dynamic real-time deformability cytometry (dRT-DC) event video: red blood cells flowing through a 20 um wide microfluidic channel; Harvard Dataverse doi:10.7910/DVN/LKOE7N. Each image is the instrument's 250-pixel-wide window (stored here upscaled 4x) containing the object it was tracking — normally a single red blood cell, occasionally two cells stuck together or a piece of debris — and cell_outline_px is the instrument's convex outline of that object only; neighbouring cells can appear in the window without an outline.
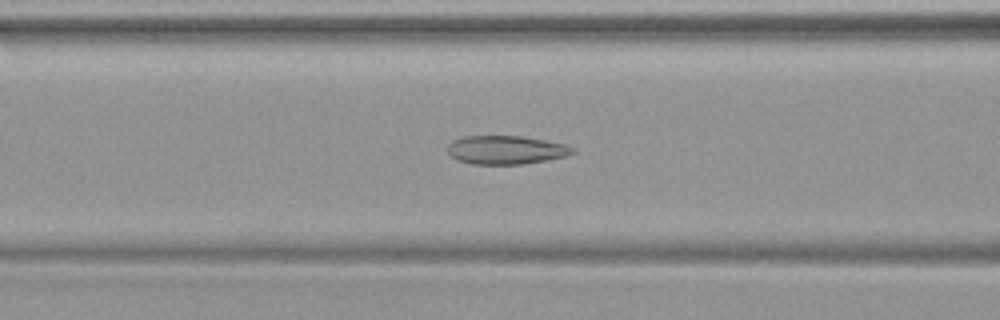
{"species": "common noctule bat (a hibernating species)", "species_latin": "Nyctalus noctula", "temperature_condition": "warm", "stored_images_in_passage": 47, "camera_frame_rate_fps": 3000, "um_per_image_px": 0.085, "animal": {"sex": "female", "body_mass_g": 19.9}, "frame": {"image": 1, "passage_image": 19, "time_ms": 6.0, "image_size_px": [1000, 320], "cell_outline_px": [[576, 152], [568, 156], [520, 164], [472, 164], [456, 160], [448, 152], [448, 144], [452, 140], [464, 136], [520, 136], [544, 140], [564, 144], [576, 148]], "centroid_in_image_um": [43.0, 12.74], "position_along_channel_um": 123.6, "area_um2": 20.81}}
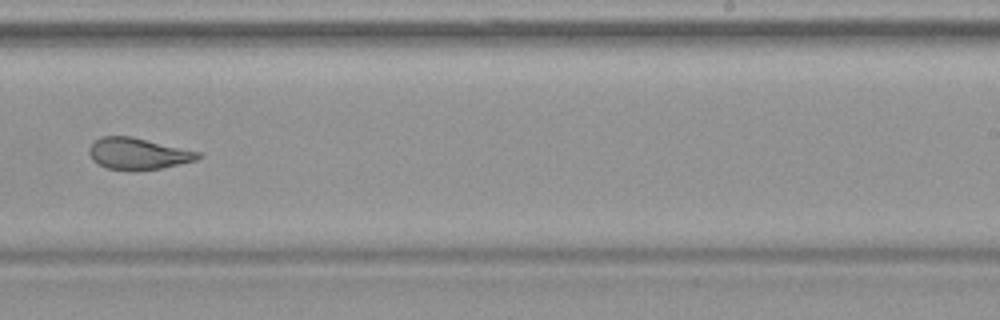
{"frame": {"image": 2, "passage_image": 30, "time_ms": 9.667, "image_size_px": [1000, 320], "cell_outline_px": [[204, 156], [196, 160], [160, 168], [108, 168], [92, 160], [88, 152], [88, 148], [100, 136], [132, 136], [200, 152]], "centroid_in_image_um": [11.74, 13.02], "position_along_channel_um": 277.3, "area_um2": 19.42}}
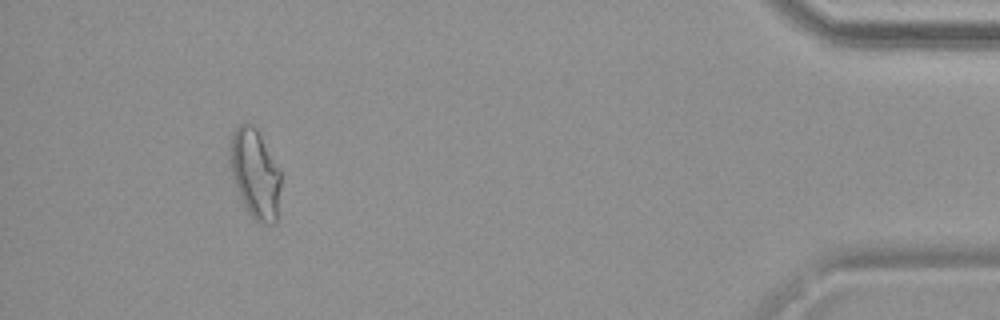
{"frame": {"image": 3, "passage_image": 44, "time_ms": 14.333, "image_size_px": [1000, 320], "cell_outline_px": [[280, 188], [276, 224], [260, 224], [248, 212], [236, 188], [232, 176], [232, 136], [236, 128], [244, 120], [252, 124], [256, 128], [280, 172]], "centroid_in_image_um": [21.71, 14.8], "position_along_channel_um": 413.5, "area_um2": 25.66}}